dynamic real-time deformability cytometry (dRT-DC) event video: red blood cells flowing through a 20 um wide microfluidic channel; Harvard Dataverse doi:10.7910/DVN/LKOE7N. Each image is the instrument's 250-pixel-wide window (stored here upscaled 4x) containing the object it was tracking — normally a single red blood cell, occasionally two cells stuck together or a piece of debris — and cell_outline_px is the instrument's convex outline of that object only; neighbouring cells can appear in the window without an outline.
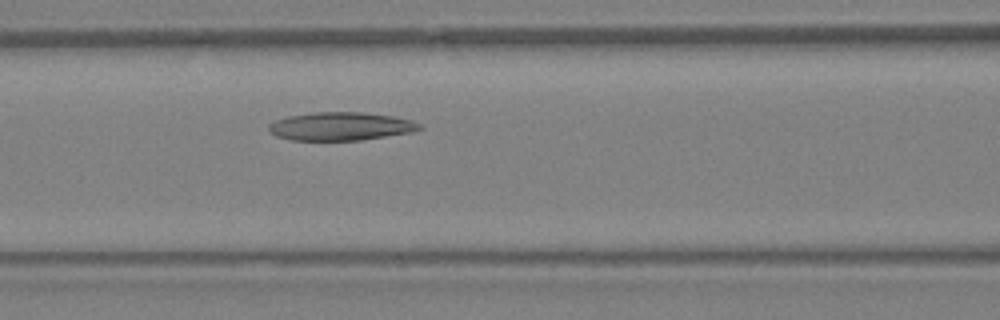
{"species": "Egyptian fruit bat (a non-hibernating species)", "species_latin": "Rousettus aegyptiacus", "temperature_condition": "warm", "stored_images_in_passage": 31, "camera_frame_rate_fps": 3000, "um_per_image_px": 0.085, "animal": {"sex": "female"}, "frame": {"image": 1, "passage_image": 7, "time_ms": 2.0, "image_size_px": [1000, 320], "cell_outline_px": [[424, 128], [408, 132], [360, 140], [288, 140], [276, 136], [268, 132], [268, 124], [276, 120], [288, 116], [316, 112], [360, 112], [392, 116], [412, 120], [420, 124]], "centroid_in_image_um": [28.9, 10.73], "position_along_channel_um": 137.7, "area_um2": 24.68}}
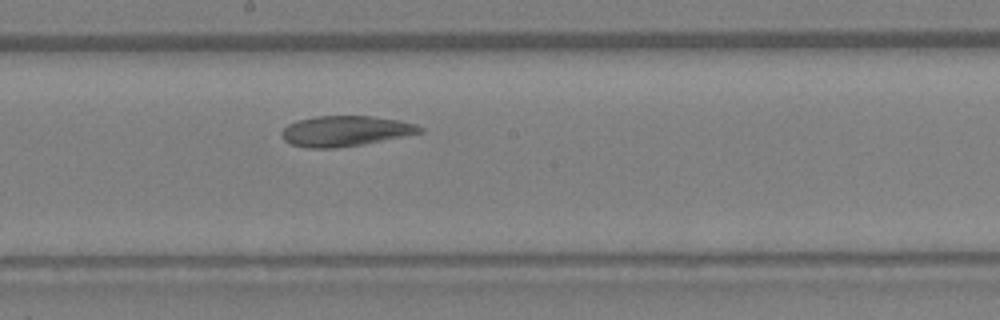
{"frame": {"image": 2, "passage_image": 12, "time_ms": 3.667, "image_size_px": [1000, 320], "cell_outline_px": [[424, 132], [364, 144], [332, 148], [308, 148], [292, 144], [284, 140], [280, 136], [280, 132], [288, 124], [296, 120], [316, 116], [372, 116], [400, 120], [416, 124], [424, 128]], "centroid_in_image_um": [29.35, 11.13], "position_along_channel_um": 218.9, "area_um2": 24.62}}
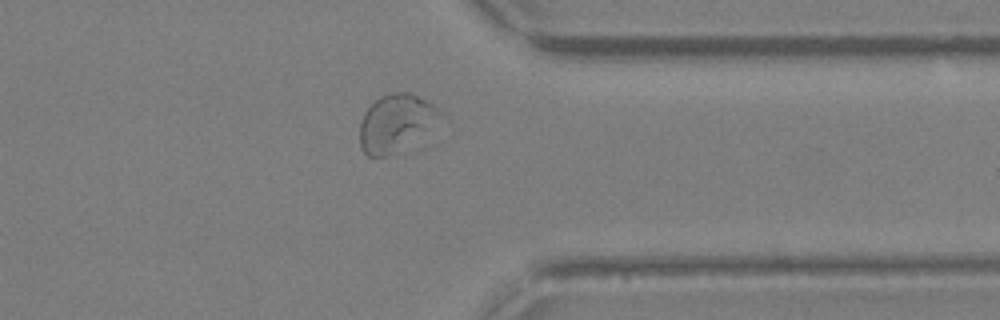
{"frame": {"image": 3, "passage_image": 22, "time_ms": 7.0, "image_size_px": [1000, 320], "cell_outline_px": [[444, 116], [388, 156], [368, 156], [360, 148], [360, 124], [364, 112], [380, 96], [392, 92], [408, 92], [440, 108], [444, 112]], "centroid_in_image_um": [33.6, 10.4], "position_along_channel_um": 377.8, "area_um2": 25.84}, "authors_computed_cell_mechanics": {"area_um2": 25.721, "velocity_mm_per_s": 4.8853, "shape_relaxation_time_tau1_ms": null, "shape_relaxation_time_tau2_ms": 1.9137, "deformation_change_tau1": null, "deformation_change_tau2": 0.0644}}